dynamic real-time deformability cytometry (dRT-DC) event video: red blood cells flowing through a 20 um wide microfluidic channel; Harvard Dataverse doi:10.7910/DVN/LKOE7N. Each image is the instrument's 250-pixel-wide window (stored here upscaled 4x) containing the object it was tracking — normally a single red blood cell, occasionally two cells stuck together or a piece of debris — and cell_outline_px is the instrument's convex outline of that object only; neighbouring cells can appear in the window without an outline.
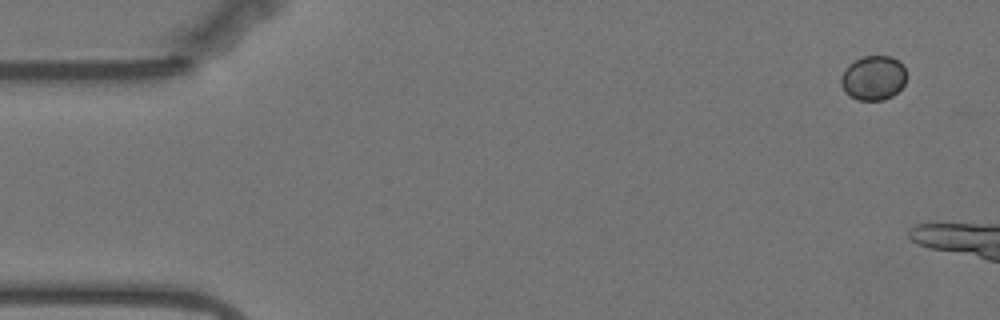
{"species": "Egyptian fruit bat (a non-hibernating species)", "species_latin": "Rousettus aegyptiacus", "temperature_condition": "warm", "stored_images_in_passage": 7, "camera_frame_rate_fps": 3000, "um_per_image_px": 0.085, "animal": {"sex": "female"}, "frame": {"image": 1, "passage_image": 1, "time_ms": 0.0, "image_size_px": [1000, 320], "cell_outline_px": [[908, 76], [904, 84], [892, 96], [884, 100], [856, 100], [848, 96], [844, 92], [840, 84], [840, 76], [848, 64], [864, 56], [892, 56], [904, 64]], "centroid_in_image_um": [74.24, 6.62], "position_along_channel_um": 10.8, "area_um2": 17.4}}